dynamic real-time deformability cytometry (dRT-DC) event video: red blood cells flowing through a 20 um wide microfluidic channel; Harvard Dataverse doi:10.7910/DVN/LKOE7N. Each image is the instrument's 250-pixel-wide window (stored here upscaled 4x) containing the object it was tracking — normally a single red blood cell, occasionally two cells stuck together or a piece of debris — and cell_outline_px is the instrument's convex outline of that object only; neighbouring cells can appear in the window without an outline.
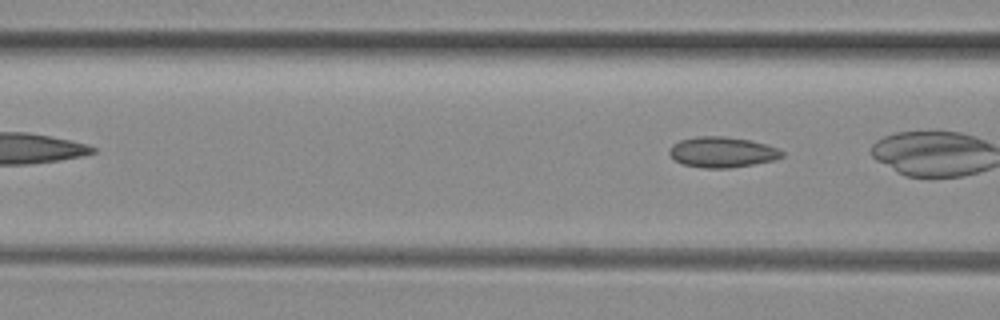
{"species": "common noctule bat (a hibernating species)", "species_latin": "Nyctalus noctula", "temperature_condition": "room temperature", "stored_images_in_passage": 3, "camera_frame_rate_fps": 3000, "um_per_image_px": 0.085, "animal": {"sex": "female", "body_mass_g": 29.2, "forearm_length_mm": 56.3}, "frame": {"image": 1, "passage_image": 3, "time_ms": 0.667, "image_size_px": [1000, 320], "cell_outline_px": [[784, 156], [772, 160], [752, 164], [728, 168], [704, 168], [684, 164], [676, 160], [668, 152], [672, 144], [680, 140], [696, 136], [724, 136], [748, 140], [764, 144], [776, 148], [784, 152]], "centroid_in_image_um": [61.36, 12.92], "position_along_channel_um": 105.2, "area_um2": 19.77}}